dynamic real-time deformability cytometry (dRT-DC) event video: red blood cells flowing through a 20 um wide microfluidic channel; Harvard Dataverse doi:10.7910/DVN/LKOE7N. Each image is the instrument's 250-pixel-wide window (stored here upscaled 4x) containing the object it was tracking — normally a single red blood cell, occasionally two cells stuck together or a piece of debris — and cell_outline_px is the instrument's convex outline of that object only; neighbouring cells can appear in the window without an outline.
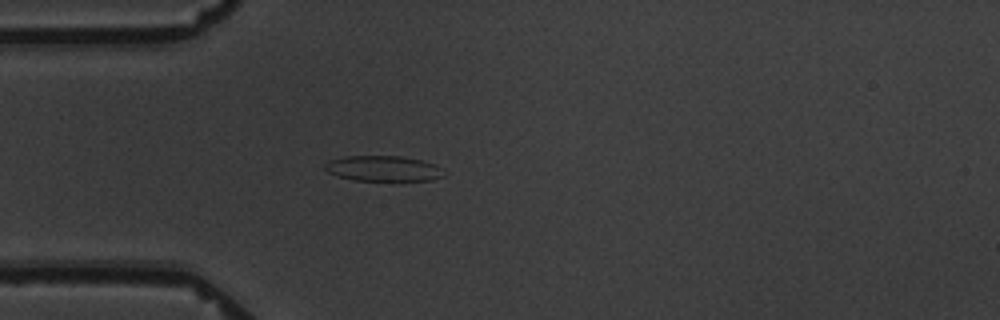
{"species": "common noctule bat (a hibernating species)", "species_latin": "Nyctalus noctula", "temperature_condition": "warm", "stored_images_in_passage": 3, "camera_frame_rate_fps": 3000, "um_per_image_px": 0.085, "animal": {"sex": "male", "body_mass_g": 19.5, "forearm_length_mm": 54.6}, "frame": {"image": 1, "passage_image": 3, "time_ms": 2.333, "image_size_px": [1000, 320], "cell_outline_px": [[448, 172], [444, 176], [432, 180], [356, 180], [336, 176], [328, 172], [324, 168], [324, 164], [328, 160], [344, 156], [400, 156], [420, 160], [444, 168]], "centroid_in_image_um": [32.58, 14.32], "position_along_channel_um": 52.4, "area_um2": 17.74}}